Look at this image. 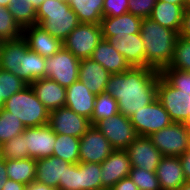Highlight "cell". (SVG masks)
<instances>
[{
    "mask_svg": "<svg viewBox=\"0 0 190 190\" xmlns=\"http://www.w3.org/2000/svg\"><path fill=\"white\" fill-rule=\"evenodd\" d=\"M68 4L80 23L100 24L103 18L104 0H69Z\"/></svg>",
    "mask_w": 190,
    "mask_h": 190,
    "instance_id": "27",
    "label": "cell"
},
{
    "mask_svg": "<svg viewBox=\"0 0 190 190\" xmlns=\"http://www.w3.org/2000/svg\"><path fill=\"white\" fill-rule=\"evenodd\" d=\"M96 95L93 94L80 80L66 88L65 107L78 115L91 119Z\"/></svg>",
    "mask_w": 190,
    "mask_h": 190,
    "instance_id": "19",
    "label": "cell"
},
{
    "mask_svg": "<svg viewBox=\"0 0 190 190\" xmlns=\"http://www.w3.org/2000/svg\"><path fill=\"white\" fill-rule=\"evenodd\" d=\"M131 166L155 172L163 155L148 136H138L126 149Z\"/></svg>",
    "mask_w": 190,
    "mask_h": 190,
    "instance_id": "15",
    "label": "cell"
},
{
    "mask_svg": "<svg viewBox=\"0 0 190 190\" xmlns=\"http://www.w3.org/2000/svg\"><path fill=\"white\" fill-rule=\"evenodd\" d=\"M155 173L162 190H179L186 182L179 157L163 156Z\"/></svg>",
    "mask_w": 190,
    "mask_h": 190,
    "instance_id": "23",
    "label": "cell"
},
{
    "mask_svg": "<svg viewBox=\"0 0 190 190\" xmlns=\"http://www.w3.org/2000/svg\"><path fill=\"white\" fill-rule=\"evenodd\" d=\"M80 138L70 135L56 134L54 157L61 158L71 164L79 163Z\"/></svg>",
    "mask_w": 190,
    "mask_h": 190,
    "instance_id": "29",
    "label": "cell"
},
{
    "mask_svg": "<svg viewBox=\"0 0 190 190\" xmlns=\"http://www.w3.org/2000/svg\"><path fill=\"white\" fill-rule=\"evenodd\" d=\"M7 180L6 159L0 158V190H2Z\"/></svg>",
    "mask_w": 190,
    "mask_h": 190,
    "instance_id": "46",
    "label": "cell"
},
{
    "mask_svg": "<svg viewBox=\"0 0 190 190\" xmlns=\"http://www.w3.org/2000/svg\"><path fill=\"white\" fill-rule=\"evenodd\" d=\"M6 169L8 179L15 182L29 185L36 180V160L33 158L6 159Z\"/></svg>",
    "mask_w": 190,
    "mask_h": 190,
    "instance_id": "28",
    "label": "cell"
},
{
    "mask_svg": "<svg viewBox=\"0 0 190 190\" xmlns=\"http://www.w3.org/2000/svg\"><path fill=\"white\" fill-rule=\"evenodd\" d=\"M23 138L30 158L38 160L53 155L56 134L48 124L40 127H26Z\"/></svg>",
    "mask_w": 190,
    "mask_h": 190,
    "instance_id": "14",
    "label": "cell"
},
{
    "mask_svg": "<svg viewBox=\"0 0 190 190\" xmlns=\"http://www.w3.org/2000/svg\"><path fill=\"white\" fill-rule=\"evenodd\" d=\"M80 60L64 46L45 62V77L67 88L78 80Z\"/></svg>",
    "mask_w": 190,
    "mask_h": 190,
    "instance_id": "7",
    "label": "cell"
},
{
    "mask_svg": "<svg viewBox=\"0 0 190 190\" xmlns=\"http://www.w3.org/2000/svg\"><path fill=\"white\" fill-rule=\"evenodd\" d=\"M27 185L8 179L2 190H26Z\"/></svg>",
    "mask_w": 190,
    "mask_h": 190,
    "instance_id": "47",
    "label": "cell"
},
{
    "mask_svg": "<svg viewBox=\"0 0 190 190\" xmlns=\"http://www.w3.org/2000/svg\"><path fill=\"white\" fill-rule=\"evenodd\" d=\"M26 190H57V189L49 187L46 184L33 181L29 185H27Z\"/></svg>",
    "mask_w": 190,
    "mask_h": 190,
    "instance_id": "48",
    "label": "cell"
},
{
    "mask_svg": "<svg viewBox=\"0 0 190 190\" xmlns=\"http://www.w3.org/2000/svg\"><path fill=\"white\" fill-rule=\"evenodd\" d=\"M58 1H61V2L67 3L69 0H58Z\"/></svg>",
    "mask_w": 190,
    "mask_h": 190,
    "instance_id": "56",
    "label": "cell"
},
{
    "mask_svg": "<svg viewBox=\"0 0 190 190\" xmlns=\"http://www.w3.org/2000/svg\"><path fill=\"white\" fill-rule=\"evenodd\" d=\"M130 120L139 136L148 137L173 123L158 99L136 111Z\"/></svg>",
    "mask_w": 190,
    "mask_h": 190,
    "instance_id": "10",
    "label": "cell"
},
{
    "mask_svg": "<svg viewBox=\"0 0 190 190\" xmlns=\"http://www.w3.org/2000/svg\"><path fill=\"white\" fill-rule=\"evenodd\" d=\"M3 109L18 117L25 127H40L49 122L48 109L38 100L30 85L9 97Z\"/></svg>",
    "mask_w": 190,
    "mask_h": 190,
    "instance_id": "5",
    "label": "cell"
},
{
    "mask_svg": "<svg viewBox=\"0 0 190 190\" xmlns=\"http://www.w3.org/2000/svg\"><path fill=\"white\" fill-rule=\"evenodd\" d=\"M129 177L139 190H162L155 172L132 167Z\"/></svg>",
    "mask_w": 190,
    "mask_h": 190,
    "instance_id": "38",
    "label": "cell"
},
{
    "mask_svg": "<svg viewBox=\"0 0 190 190\" xmlns=\"http://www.w3.org/2000/svg\"><path fill=\"white\" fill-rule=\"evenodd\" d=\"M157 99L173 122L190 126V95L171 86L162 76L157 82Z\"/></svg>",
    "mask_w": 190,
    "mask_h": 190,
    "instance_id": "6",
    "label": "cell"
},
{
    "mask_svg": "<svg viewBox=\"0 0 190 190\" xmlns=\"http://www.w3.org/2000/svg\"><path fill=\"white\" fill-rule=\"evenodd\" d=\"M187 150L190 151V126H187Z\"/></svg>",
    "mask_w": 190,
    "mask_h": 190,
    "instance_id": "51",
    "label": "cell"
},
{
    "mask_svg": "<svg viewBox=\"0 0 190 190\" xmlns=\"http://www.w3.org/2000/svg\"><path fill=\"white\" fill-rule=\"evenodd\" d=\"M94 126L108 139L114 150H126L139 136L130 118L121 113L100 120Z\"/></svg>",
    "mask_w": 190,
    "mask_h": 190,
    "instance_id": "9",
    "label": "cell"
},
{
    "mask_svg": "<svg viewBox=\"0 0 190 190\" xmlns=\"http://www.w3.org/2000/svg\"><path fill=\"white\" fill-rule=\"evenodd\" d=\"M91 59L103 66L110 74L123 73L131 68L125 57L118 53L105 39L98 43Z\"/></svg>",
    "mask_w": 190,
    "mask_h": 190,
    "instance_id": "25",
    "label": "cell"
},
{
    "mask_svg": "<svg viewBox=\"0 0 190 190\" xmlns=\"http://www.w3.org/2000/svg\"><path fill=\"white\" fill-rule=\"evenodd\" d=\"M111 74L99 63L91 58L80 60L78 80H80L93 94L105 92Z\"/></svg>",
    "mask_w": 190,
    "mask_h": 190,
    "instance_id": "21",
    "label": "cell"
},
{
    "mask_svg": "<svg viewBox=\"0 0 190 190\" xmlns=\"http://www.w3.org/2000/svg\"><path fill=\"white\" fill-rule=\"evenodd\" d=\"M36 24L64 42L80 22L68 2L44 0L36 11Z\"/></svg>",
    "mask_w": 190,
    "mask_h": 190,
    "instance_id": "4",
    "label": "cell"
},
{
    "mask_svg": "<svg viewBox=\"0 0 190 190\" xmlns=\"http://www.w3.org/2000/svg\"><path fill=\"white\" fill-rule=\"evenodd\" d=\"M26 127L20 119L5 109L0 111V145L20 135Z\"/></svg>",
    "mask_w": 190,
    "mask_h": 190,
    "instance_id": "32",
    "label": "cell"
},
{
    "mask_svg": "<svg viewBox=\"0 0 190 190\" xmlns=\"http://www.w3.org/2000/svg\"><path fill=\"white\" fill-rule=\"evenodd\" d=\"M2 43H3V41L0 39V51H1Z\"/></svg>",
    "mask_w": 190,
    "mask_h": 190,
    "instance_id": "57",
    "label": "cell"
},
{
    "mask_svg": "<svg viewBox=\"0 0 190 190\" xmlns=\"http://www.w3.org/2000/svg\"><path fill=\"white\" fill-rule=\"evenodd\" d=\"M27 85L19 76L0 69V97L5 101Z\"/></svg>",
    "mask_w": 190,
    "mask_h": 190,
    "instance_id": "37",
    "label": "cell"
},
{
    "mask_svg": "<svg viewBox=\"0 0 190 190\" xmlns=\"http://www.w3.org/2000/svg\"><path fill=\"white\" fill-rule=\"evenodd\" d=\"M23 37L28 47L44 58H49L63 47V42L53 37L41 28L40 25H32L23 29Z\"/></svg>",
    "mask_w": 190,
    "mask_h": 190,
    "instance_id": "18",
    "label": "cell"
},
{
    "mask_svg": "<svg viewBox=\"0 0 190 190\" xmlns=\"http://www.w3.org/2000/svg\"><path fill=\"white\" fill-rule=\"evenodd\" d=\"M82 190L103 189L101 181V163H81Z\"/></svg>",
    "mask_w": 190,
    "mask_h": 190,
    "instance_id": "34",
    "label": "cell"
},
{
    "mask_svg": "<svg viewBox=\"0 0 190 190\" xmlns=\"http://www.w3.org/2000/svg\"><path fill=\"white\" fill-rule=\"evenodd\" d=\"M70 165L71 163L54 156L38 159L35 181L59 190V182L64 181L65 168Z\"/></svg>",
    "mask_w": 190,
    "mask_h": 190,
    "instance_id": "22",
    "label": "cell"
},
{
    "mask_svg": "<svg viewBox=\"0 0 190 190\" xmlns=\"http://www.w3.org/2000/svg\"><path fill=\"white\" fill-rule=\"evenodd\" d=\"M5 100L0 97V111L4 107Z\"/></svg>",
    "mask_w": 190,
    "mask_h": 190,
    "instance_id": "54",
    "label": "cell"
},
{
    "mask_svg": "<svg viewBox=\"0 0 190 190\" xmlns=\"http://www.w3.org/2000/svg\"><path fill=\"white\" fill-rule=\"evenodd\" d=\"M99 190H111V188H103V189H99Z\"/></svg>",
    "mask_w": 190,
    "mask_h": 190,
    "instance_id": "58",
    "label": "cell"
},
{
    "mask_svg": "<svg viewBox=\"0 0 190 190\" xmlns=\"http://www.w3.org/2000/svg\"><path fill=\"white\" fill-rule=\"evenodd\" d=\"M131 162L126 150H113L101 163V181L104 188H112L121 179L128 177Z\"/></svg>",
    "mask_w": 190,
    "mask_h": 190,
    "instance_id": "16",
    "label": "cell"
},
{
    "mask_svg": "<svg viewBox=\"0 0 190 190\" xmlns=\"http://www.w3.org/2000/svg\"><path fill=\"white\" fill-rule=\"evenodd\" d=\"M160 1L181 5L184 9L186 8L185 0H160Z\"/></svg>",
    "mask_w": 190,
    "mask_h": 190,
    "instance_id": "49",
    "label": "cell"
},
{
    "mask_svg": "<svg viewBox=\"0 0 190 190\" xmlns=\"http://www.w3.org/2000/svg\"><path fill=\"white\" fill-rule=\"evenodd\" d=\"M117 113H119V110L116 99L105 92L96 95L90 124L94 126L98 121L110 118Z\"/></svg>",
    "mask_w": 190,
    "mask_h": 190,
    "instance_id": "31",
    "label": "cell"
},
{
    "mask_svg": "<svg viewBox=\"0 0 190 190\" xmlns=\"http://www.w3.org/2000/svg\"><path fill=\"white\" fill-rule=\"evenodd\" d=\"M33 4V7L37 10L44 0H28Z\"/></svg>",
    "mask_w": 190,
    "mask_h": 190,
    "instance_id": "50",
    "label": "cell"
},
{
    "mask_svg": "<svg viewBox=\"0 0 190 190\" xmlns=\"http://www.w3.org/2000/svg\"><path fill=\"white\" fill-rule=\"evenodd\" d=\"M179 190H190V181H186Z\"/></svg>",
    "mask_w": 190,
    "mask_h": 190,
    "instance_id": "52",
    "label": "cell"
},
{
    "mask_svg": "<svg viewBox=\"0 0 190 190\" xmlns=\"http://www.w3.org/2000/svg\"><path fill=\"white\" fill-rule=\"evenodd\" d=\"M9 2H10V0H0V5L4 6V7H8L9 6Z\"/></svg>",
    "mask_w": 190,
    "mask_h": 190,
    "instance_id": "53",
    "label": "cell"
},
{
    "mask_svg": "<svg viewBox=\"0 0 190 190\" xmlns=\"http://www.w3.org/2000/svg\"><path fill=\"white\" fill-rule=\"evenodd\" d=\"M186 8H190V0H185Z\"/></svg>",
    "mask_w": 190,
    "mask_h": 190,
    "instance_id": "55",
    "label": "cell"
},
{
    "mask_svg": "<svg viewBox=\"0 0 190 190\" xmlns=\"http://www.w3.org/2000/svg\"><path fill=\"white\" fill-rule=\"evenodd\" d=\"M142 18L129 12L115 17H103L100 26L103 38L114 35H131L140 33Z\"/></svg>",
    "mask_w": 190,
    "mask_h": 190,
    "instance_id": "24",
    "label": "cell"
},
{
    "mask_svg": "<svg viewBox=\"0 0 190 190\" xmlns=\"http://www.w3.org/2000/svg\"><path fill=\"white\" fill-rule=\"evenodd\" d=\"M102 39L100 24L80 23L64 40L63 46L77 59L83 60L91 58Z\"/></svg>",
    "mask_w": 190,
    "mask_h": 190,
    "instance_id": "8",
    "label": "cell"
},
{
    "mask_svg": "<svg viewBox=\"0 0 190 190\" xmlns=\"http://www.w3.org/2000/svg\"><path fill=\"white\" fill-rule=\"evenodd\" d=\"M161 76L174 88L190 95V72L165 67Z\"/></svg>",
    "mask_w": 190,
    "mask_h": 190,
    "instance_id": "39",
    "label": "cell"
},
{
    "mask_svg": "<svg viewBox=\"0 0 190 190\" xmlns=\"http://www.w3.org/2000/svg\"><path fill=\"white\" fill-rule=\"evenodd\" d=\"M45 62L46 58L31 50L23 36L2 43L0 69L19 76L28 85L45 77Z\"/></svg>",
    "mask_w": 190,
    "mask_h": 190,
    "instance_id": "2",
    "label": "cell"
},
{
    "mask_svg": "<svg viewBox=\"0 0 190 190\" xmlns=\"http://www.w3.org/2000/svg\"><path fill=\"white\" fill-rule=\"evenodd\" d=\"M169 67L171 69L190 72V38L178 37L173 60L169 64Z\"/></svg>",
    "mask_w": 190,
    "mask_h": 190,
    "instance_id": "35",
    "label": "cell"
},
{
    "mask_svg": "<svg viewBox=\"0 0 190 190\" xmlns=\"http://www.w3.org/2000/svg\"><path fill=\"white\" fill-rule=\"evenodd\" d=\"M183 12L184 8L181 5L157 0L149 18L179 33Z\"/></svg>",
    "mask_w": 190,
    "mask_h": 190,
    "instance_id": "26",
    "label": "cell"
},
{
    "mask_svg": "<svg viewBox=\"0 0 190 190\" xmlns=\"http://www.w3.org/2000/svg\"><path fill=\"white\" fill-rule=\"evenodd\" d=\"M103 39L123 55L131 67H145V49L140 33Z\"/></svg>",
    "mask_w": 190,
    "mask_h": 190,
    "instance_id": "17",
    "label": "cell"
},
{
    "mask_svg": "<svg viewBox=\"0 0 190 190\" xmlns=\"http://www.w3.org/2000/svg\"><path fill=\"white\" fill-rule=\"evenodd\" d=\"M2 159H25L29 158L28 149L23 138V132L9 141L0 145Z\"/></svg>",
    "mask_w": 190,
    "mask_h": 190,
    "instance_id": "36",
    "label": "cell"
},
{
    "mask_svg": "<svg viewBox=\"0 0 190 190\" xmlns=\"http://www.w3.org/2000/svg\"><path fill=\"white\" fill-rule=\"evenodd\" d=\"M79 149V163H102L114 150L95 126H91L80 138Z\"/></svg>",
    "mask_w": 190,
    "mask_h": 190,
    "instance_id": "13",
    "label": "cell"
},
{
    "mask_svg": "<svg viewBox=\"0 0 190 190\" xmlns=\"http://www.w3.org/2000/svg\"><path fill=\"white\" fill-rule=\"evenodd\" d=\"M157 0H129L128 12L143 18H149Z\"/></svg>",
    "mask_w": 190,
    "mask_h": 190,
    "instance_id": "41",
    "label": "cell"
},
{
    "mask_svg": "<svg viewBox=\"0 0 190 190\" xmlns=\"http://www.w3.org/2000/svg\"><path fill=\"white\" fill-rule=\"evenodd\" d=\"M161 73L149 67H131L111 74L105 89L117 100L119 113L130 118L157 99V82Z\"/></svg>",
    "mask_w": 190,
    "mask_h": 190,
    "instance_id": "1",
    "label": "cell"
},
{
    "mask_svg": "<svg viewBox=\"0 0 190 190\" xmlns=\"http://www.w3.org/2000/svg\"><path fill=\"white\" fill-rule=\"evenodd\" d=\"M48 125L55 134L70 135L76 138H81L92 126L89 119L67 107L51 110Z\"/></svg>",
    "mask_w": 190,
    "mask_h": 190,
    "instance_id": "12",
    "label": "cell"
},
{
    "mask_svg": "<svg viewBox=\"0 0 190 190\" xmlns=\"http://www.w3.org/2000/svg\"><path fill=\"white\" fill-rule=\"evenodd\" d=\"M59 190H82L81 163L71 164L65 168L64 181L59 182Z\"/></svg>",
    "mask_w": 190,
    "mask_h": 190,
    "instance_id": "40",
    "label": "cell"
},
{
    "mask_svg": "<svg viewBox=\"0 0 190 190\" xmlns=\"http://www.w3.org/2000/svg\"><path fill=\"white\" fill-rule=\"evenodd\" d=\"M21 36H23V29L15 21L8 7L0 5V39L4 42Z\"/></svg>",
    "mask_w": 190,
    "mask_h": 190,
    "instance_id": "33",
    "label": "cell"
},
{
    "mask_svg": "<svg viewBox=\"0 0 190 190\" xmlns=\"http://www.w3.org/2000/svg\"><path fill=\"white\" fill-rule=\"evenodd\" d=\"M8 9L22 29L36 25L37 10L28 0H10Z\"/></svg>",
    "mask_w": 190,
    "mask_h": 190,
    "instance_id": "30",
    "label": "cell"
},
{
    "mask_svg": "<svg viewBox=\"0 0 190 190\" xmlns=\"http://www.w3.org/2000/svg\"><path fill=\"white\" fill-rule=\"evenodd\" d=\"M184 177L186 181H190V151H185L180 157Z\"/></svg>",
    "mask_w": 190,
    "mask_h": 190,
    "instance_id": "45",
    "label": "cell"
},
{
    "mask_svg": "<svg viewBox=\"0 0 190 190\" xmlns=\"http://www.w3.org/2000/svg\"><path fill=\"white\" fill-rule=\"evenodd\" d=\"M111 190H139L137 185L130 179V177H125L117 182Z\"/></svg>",
    "mask_w": 190,
    "mask_h": 190,
    "instance_id": "44",
    "label": "cell"
},
{
    "mask_svg": "<svg viewBox=\"0 0 190 190\" xmlns=\"http://www.w3.org/2000/svg\"><path fill=\"white\" fill-rule=\"evenodd\" d=\"M129 0H104L103 17L120 16L128 12Z\"/></svg>",
    "mask_w": 190,
    "mask_h": 190,
    "instance_id": "42",
    "label": "cell"
},
{
    "mask_svg": "<svg viewBox=\"0 0 190 190\" xmlns=\"http://www.w3.org/2000/svg\"><path fill=\"white\" fill-rule=\"evenodd\" d=\"M140 35L145 49V67L161 72L173 60L179 33L161 26L150 18H143Z\"/></svg>",
    "mask_w": 190,
    "mask_h": 190,
    "instance_id": "3",
    "label": "cell"
},
{
    "mask_svg": "<svg viewBox=\"0 0 190 190\" xmlns=\"http://www.w3.org/2000/svg\"><path fill=\"white\" fill-rule=\"evenodd\" d=\"M38 100L48 109L65 107L66 88L49 78L37 79L30 84Z\"/></svg>",
    "mask_w": 190,
    "mask_h": 190,
    "instance_id": "20",
    "label": "cell"
},
{
    "mask_svg": "<svg viewBox=\"0 0 190 190\" xmlns=\"http://www.w3.org/2000/svg\"><path fill=\"white\" fill-rule=\"evenodd\" d=\"M149 138L163 156L180 157L187 151V126L184 123L173 122Z\"/></svg>",
    "mask_w": 190,
    "mask_h": 190,
    "instance_id": "11",
    "label": "cell"
},
{
    "mask_svg": "<svg viewBox=\"0 0 190 190\" xmlns=\"http://www.w3.org/2000/svg\"><path fill=\"white\" fill-rule=\"evenodd\" d=\"M179 36L190 38V8L184 9Z\"/></svg>",
    "mask_w": 190,
    "mask_h": 190,
    "instance_id": "43",
    "label": "cell"
}]
</instances>
